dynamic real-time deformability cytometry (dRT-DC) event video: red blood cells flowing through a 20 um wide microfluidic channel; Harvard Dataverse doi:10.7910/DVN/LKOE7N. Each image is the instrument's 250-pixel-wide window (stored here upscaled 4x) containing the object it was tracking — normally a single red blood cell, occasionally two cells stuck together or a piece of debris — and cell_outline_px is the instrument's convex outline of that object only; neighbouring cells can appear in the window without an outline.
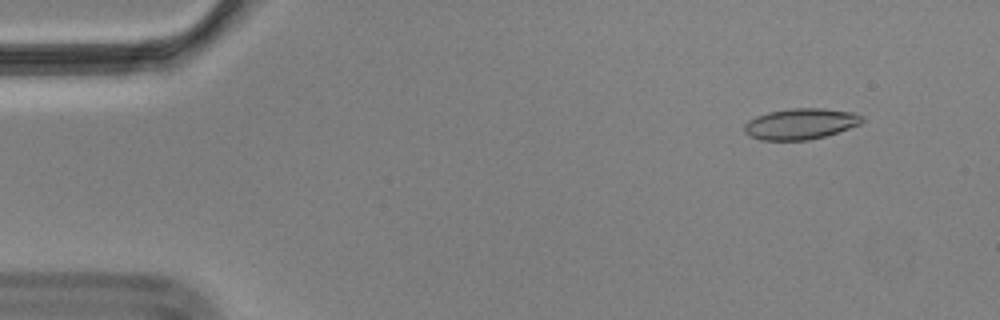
{"species": "Egyptian fruit bat (a non-hibernating species)", "species_latin": "Rousettus aegyptiacus", "temperature_condition": "cold", "stored_images_in_passage": 12, "camera_frame_rate_fps": 3000, "um_per_image_px": 0.085, "animal": {"sex": "male"}, "frame": {"image": 1, "passage_image": 3, "time_ms": 0.667, "image_size_px": [1000, 320], "cell_outline_px": [[864, 120], [860, 124], [824, 136], [808, 140], [760, 140], [748, 136], [744, 132], [744, 124], [748, 120], [756, 116], [768, 112], [792, 108], [824, 108], [852, 112], [864, 116]], "centroid_in_image_um": [68.02, 10.52], "position_along_channel_um": 17.0, "area_um2": 21.27}}